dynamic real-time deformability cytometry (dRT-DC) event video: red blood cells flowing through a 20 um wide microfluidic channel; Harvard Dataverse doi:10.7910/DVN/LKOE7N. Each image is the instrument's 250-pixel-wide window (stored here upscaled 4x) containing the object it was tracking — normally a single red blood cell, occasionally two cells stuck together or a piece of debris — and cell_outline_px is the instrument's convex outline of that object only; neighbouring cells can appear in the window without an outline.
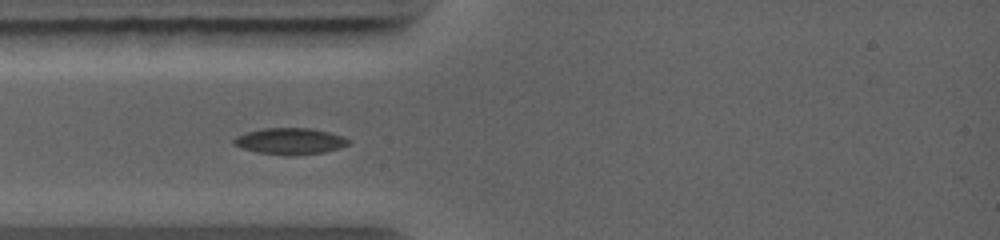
{"species": "common noctule bat (a hibernating species)", "species_latin": "Nyctalus noctula", "temperature_condition": "warm", "stored_images_in_passage": 14, "camera_frame_rate_fps": 5000, "um_per_image_px": 0.085, "animal": {"sex": "female", "body_mass_g": 19.0, "forearm_length_mm": 56.7}, "frame": {"image": 1, "passage_image": 5, "time_ms": 2.0, "image_size_px": [1000, 240], "cell_outline_px": [[348, 144], [340, 148], [324, 152], [288, 156], [284, 156], [256, 152], [232, 144], [232, 140], [236, 136], [248, 132], [264, 128], [312, 128], [344, 136], [348, 140]], "centroid_in_image_um": [24.64, 12.0], "position_along_channel_um": 60.4, "area_um2": 17.63}}
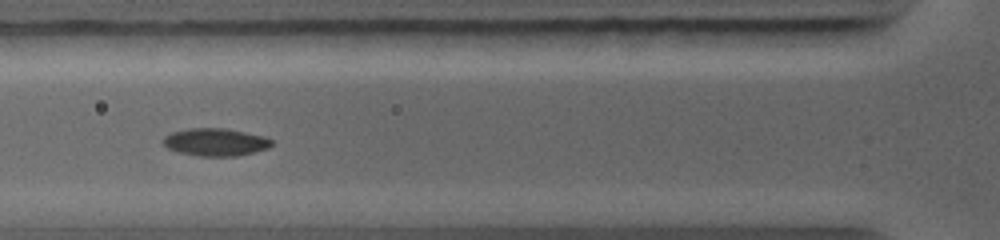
{"frame": {"image": 2, "passage_image": 7, "time_ms": 3.0, "image_size_px": [1000, 240], "cell_outline_px": [[272, 144], [268, 148], [236, 156], [200, 156], [180, 152], [168, 148], [160, 140], [164, 136], [172, 132], [188, 128], [224, 128], [264, 136], [272, 140]], "centroid_in_image_um": [18.28, 12.07], "position_along_channel_um": 107.5, "area_um2": 17.34}}
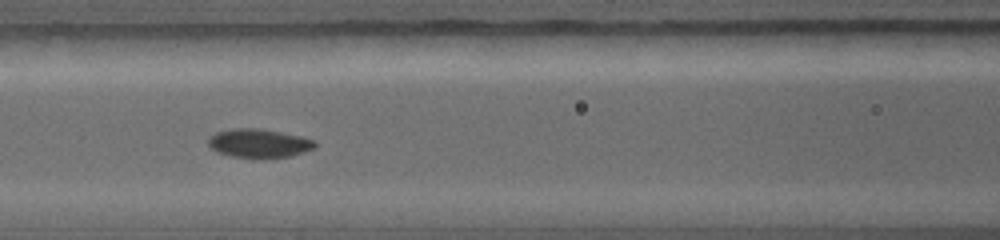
{"frame": {"image": 3, "passage_image": 8, "time_ms": 3.8, "image_size_px": [1000, 240], "cell_outline_px": [[316, 148], [292, 156], [264, 160], [232, 156], [216, 152], [208, 144], [208, 136], [216, 132], [232, 128], [260, 128], [300, 136], [316, 140]], "centroid_in_image_um": [22.02, 12.2], "position_along_channel_um": 144.6, "area_um2": 18.44}}